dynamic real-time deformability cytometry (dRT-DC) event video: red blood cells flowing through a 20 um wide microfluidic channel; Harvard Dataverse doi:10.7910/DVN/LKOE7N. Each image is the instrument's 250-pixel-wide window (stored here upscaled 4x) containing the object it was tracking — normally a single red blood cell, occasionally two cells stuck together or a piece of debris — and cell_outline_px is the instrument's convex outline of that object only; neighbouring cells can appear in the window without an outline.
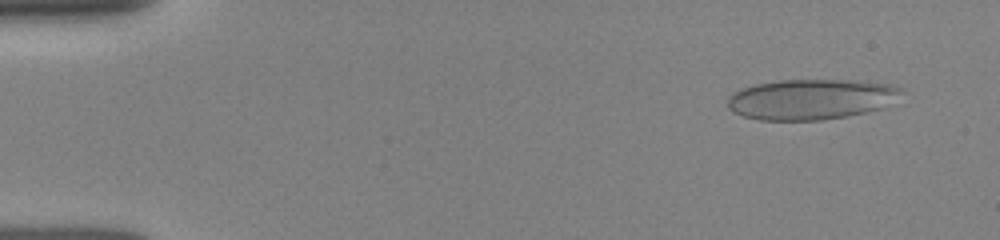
{"species": "human", "species_latin": "Homo sapiens", "temperature_condition": "room temperature", "stored_images_in_passage": 24, "camera_frame_rate_fps": 3000, "um_per_image_px": 0.085, "donor": {"sex": "female"}, "frame": {"image": 1, "passage_image": 4, "time_ms": 1.0, "image_size_px": [1000, 240], "cell_outline_px": [[904, 92], [880, 108], [848, 116], [824, 120], [760, 120], [744, 116], [732, 112], [728, 108], [728, 100], [732, 92], [756, 84], [780, 80], [848, 80], [888, 84], [904, 88]], "centroid_in_image_um": [68.9, 8.44], "position_along_channel_um": 16.1, "area_um2": 40.69}}
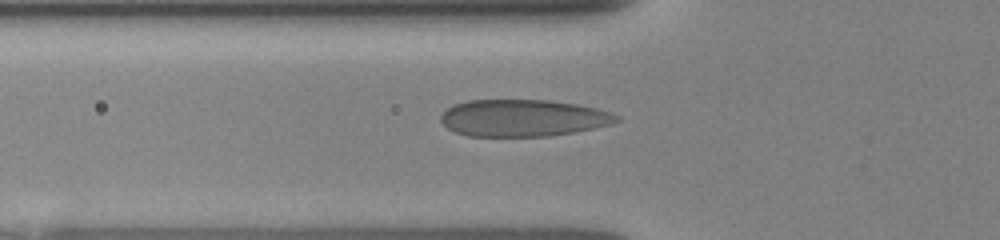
{"frame": {"image": 2, "passage_image": 19, "time_ms": 5.333, "image_size_px": [1000, 240], "cell_outline_px": [[620, 120], [612, 124], [572, 132], [548, 136], [468, 136], [456, 132], [448, 128], [440, 120], [440, 116], [452, 104], [468, 100], [548, 100], [576, 104], [596, 108], [612, 112], [620, 116]], "centroid_in_image_um": [44.46, 10.02], "position_along_channel_um": 81.3, "area_um2": 37.8}}
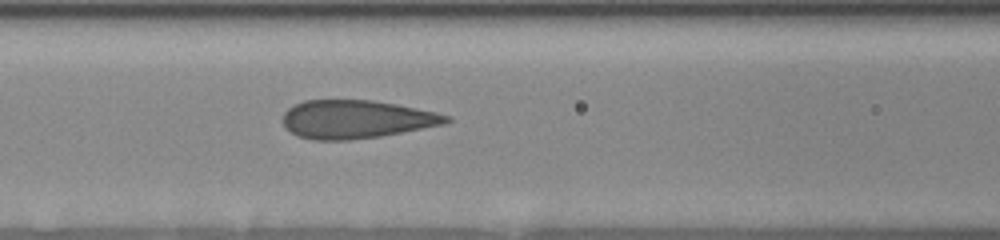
{"frame": {"image": 3, "passage_image": 23, "time_ms": 6.667, "image_size_px": [1000, 240], "cell_outline_px": [[452, 120], [444, 124], [380, 136], [348, 140], [312, 140], [296, 136], [284, 124], [284, 112], [288, 108], [304, 100], [372, 100], [396, 104], [436, 112], [452, 116]], "centroid_in_image_um": [30.29, 10.14], "position_along_channel_um": 136.3, "area_um2": 36.3}}